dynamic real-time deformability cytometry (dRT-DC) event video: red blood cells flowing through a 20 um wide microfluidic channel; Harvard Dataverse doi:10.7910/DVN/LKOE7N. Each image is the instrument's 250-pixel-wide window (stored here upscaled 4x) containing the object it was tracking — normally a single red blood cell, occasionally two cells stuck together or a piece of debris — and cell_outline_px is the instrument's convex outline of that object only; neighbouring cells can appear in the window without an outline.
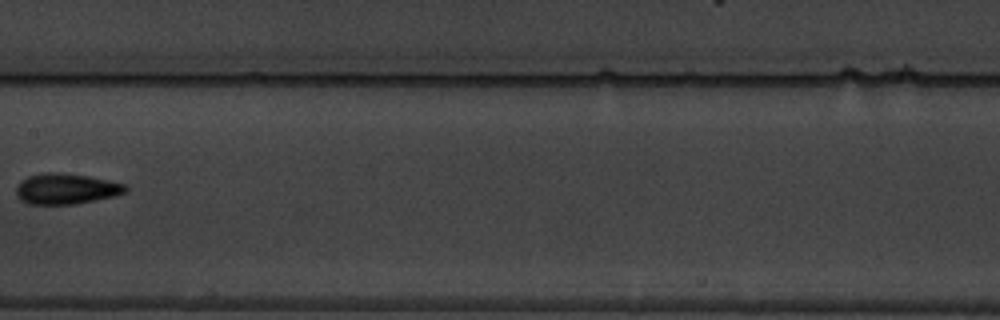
{"species": "common noctule bat (a hibernating species)", "species_latin": "Nyctalus noctula", "temperature_condition": "warm", "stored_images_in_passage": 8, "camera_frame_rate_fps": 3000, "um_per_image_px": 0.085, "animal": {"sex": "male", "body_mass_g": 19.5, "forearm_length_mm": 54.6}, "frame": {"image": 1, "passage_image": 8, "time_ms": 9.333, "image_size_px": [1000, 320], "cell_outline_px": [[128, 188], [124, 192], [112, 196], [72, 204], [28, 204], [20, 200], [16, 196], [16, 188], [20, 180], [28, 176], [44, 172], [60, 172], [88, 176], [108, 180], [124, 184]], "centroid_in_image_um": [5.54, 16.03], "position_along_channel_um": 201.9, "area_um2": 19.42}}